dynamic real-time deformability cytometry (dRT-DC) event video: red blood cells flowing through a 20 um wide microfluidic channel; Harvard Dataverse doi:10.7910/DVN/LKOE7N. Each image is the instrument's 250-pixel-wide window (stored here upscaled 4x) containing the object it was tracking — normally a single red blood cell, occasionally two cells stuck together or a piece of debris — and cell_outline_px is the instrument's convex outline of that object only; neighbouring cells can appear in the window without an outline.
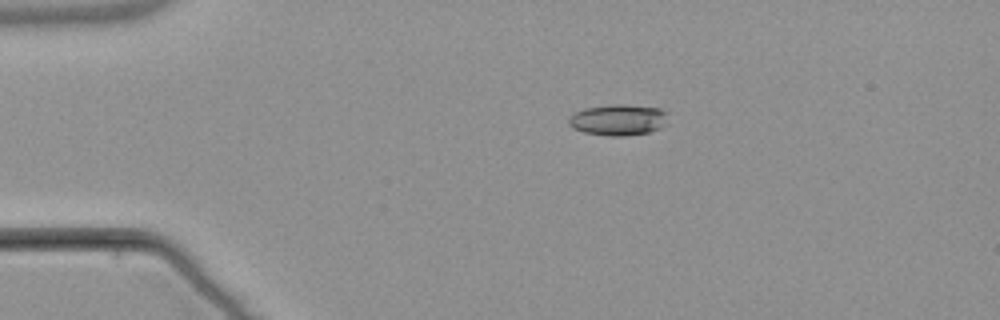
{"species": "common noctule bat (a hibernating species)", "species_latin": "Nyctalus noctula", "temperature_condition": "warm", "stored_images_in_passage": 4, "camera_frame_rate_fps": 3000, "um_per_image_px": 0.085, "animal": {"sex": "male", "body_mass_g": 21.5, "forearm_length_mm": 52.0}, "frame": {"image": 1, "passage_image": 2, "time_ms": 1.667, "image_size_px": [1000, 320], "cell_outline_px": [[668, 124], [660, 128], [648, 132], [624, 136], [608, 136], [584, 132], [572, 128], [568, 124], [568, 120], [576, 112], [584, 108], [616, 104], [624, 104], [660, 108], [668, 112]], "centroid_in_image_um": [52.6, 10.19], "position_along_channel_um": 32.4, "area_um2": 18.15}}
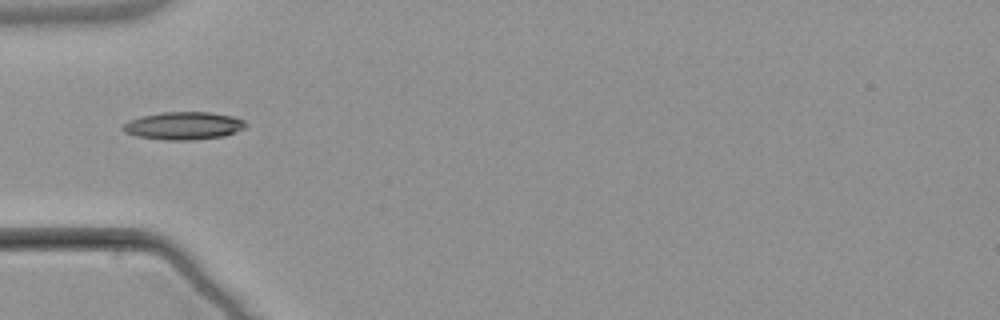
{"frame": {"image": 2, "passage_image": 4, "time_ms": 4.0, "image_size_px": [1000, 320], "cell_outline_px": [[248, 124], [244, 128], [236, 132], [224, 136], [192, 140], [168, 140], [136, 136], [124, 132], [120, 128], [128, 120], [144, 116], [164, 112], [208, 112], [232, 116], [244, 120]], "centroid_in_image_um": [15.61, 10.69], "position_along_channel_um": 69.4, "area_um2": 19.83}}